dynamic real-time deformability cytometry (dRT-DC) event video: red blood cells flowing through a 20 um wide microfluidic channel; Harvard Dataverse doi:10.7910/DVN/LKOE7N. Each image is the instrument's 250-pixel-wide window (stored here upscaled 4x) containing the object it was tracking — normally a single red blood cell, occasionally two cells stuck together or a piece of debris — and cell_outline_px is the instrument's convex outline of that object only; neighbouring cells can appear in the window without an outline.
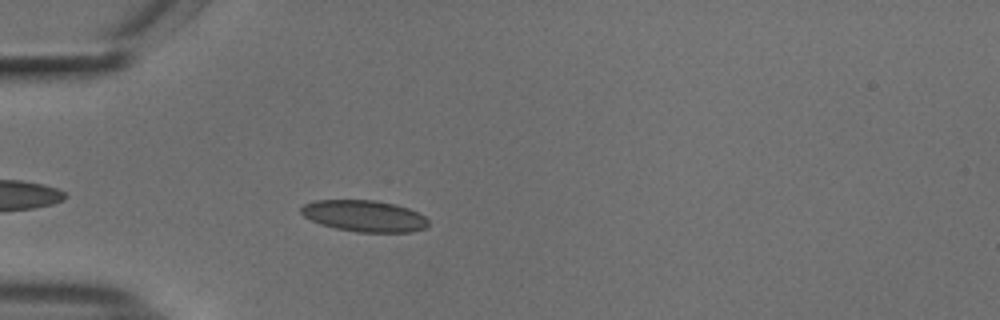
{"species": "common noctule bat (a hibernating species)", "species_latin": "Nyctalus noctula", "temperature_condition": "cold", "stored_images_in_passage": 43, "camera_frame_rate_fps": 3000, "um_per_image_px": 0.085, "animal": {"sex": "male", "body_mass_g": 18.8}, "frame": {"image": 1, "passage_image": 5, "time_ms": 1.333, "image_size_px": [1000, 320], "cell_outline_px": [[428, 224], [424, 228], [412, 232], [356, 232], [336, 228], [320, 224], [304, 216], [300, 212], [300, 208], [304, 204], [316, 200], [376, 200], [396, 204], [408, 208], [424, 216], [428, 220]], "centroid_in_image_um": [30.96, 18.35], "position_along_channel_um": 54.0, "area_um2": 23.29}}
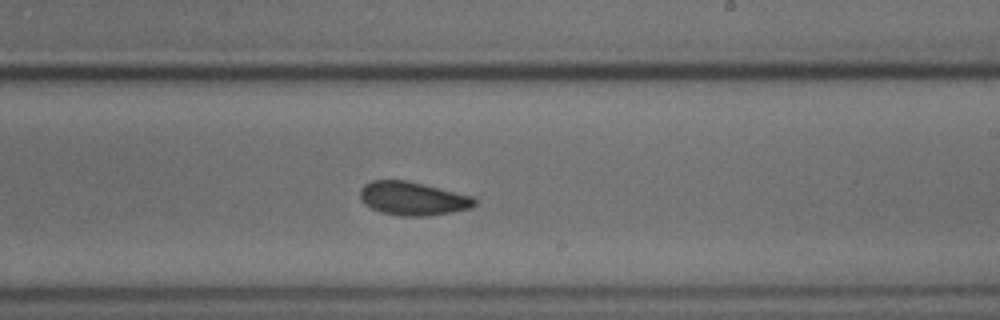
{"frame": {"image": 2, "passage_image": 22, "time_ms": 7.0, "image_size_px": [1000, 320], "cell_outline_px": [[476, 204], [472, 208], [428, 216], [400, 216], [380, 212], [364, 204], [360, 200], [360, 188], [364, 184], [372, 180], [408, 180], [476, 196]], "centroid_in_image_um": [35.1, 16.86], "position_along_channel_um": 253.9, "area_um2": 22.77}}
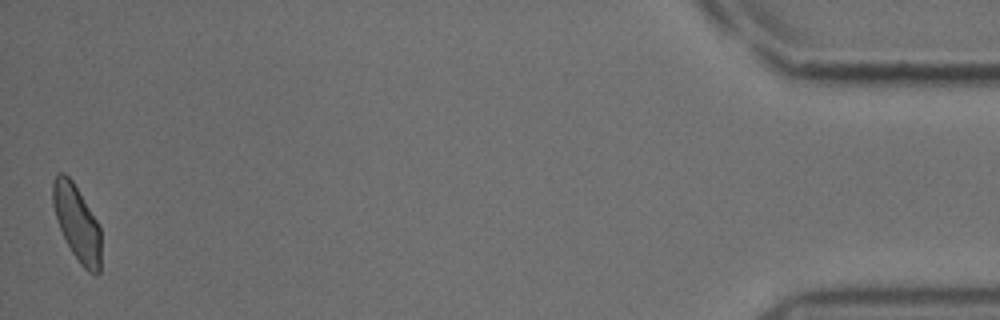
{"frame": {"image": 3, "passage_image": 43, "time_ms": 14.0, "image_size_px": [1000, 320], "cell_outline_px": [[100, 272], [96, 276], [88, 272], [80, 264], [72, 252], [56, 220], [52, 204], [52, 180], [60, 172], [64, 172], [72, 180], [96, 220], [100, 228]], "centroid_in_image_um": [6.52, 18.96], "position_along_channel_um": 428.7, "area_um2": 21.1}, "authors_computed_cell_mechanics": {"area_um2": 22.3686, "velocity_mm_per_s": 3.7126, "shape_relaxation_time_tau1_ms": null, "shape_relaxation_time_tau2_ms": 1.4167, "deformation_change_tau1": null, "deformation_change_tau2": 0.0635}}